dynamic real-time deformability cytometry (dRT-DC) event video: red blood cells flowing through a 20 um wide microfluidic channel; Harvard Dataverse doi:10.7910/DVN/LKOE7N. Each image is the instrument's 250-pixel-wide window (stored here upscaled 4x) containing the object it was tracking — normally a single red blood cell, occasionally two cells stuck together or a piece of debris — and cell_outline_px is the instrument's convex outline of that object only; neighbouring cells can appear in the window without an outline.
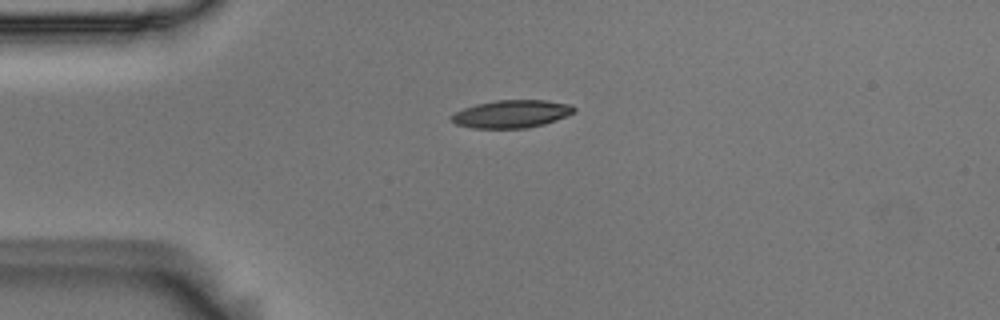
{"species": "Egyptian fruit bat (a non-hibernating species)", "species_latin": "Rousettus aegyptiacus", "temperature_condition": "room temperature", "stored_images_in_passage": 12, "camera_frame_rate_fps": 3000, "um_per_image_px": 0.085, "animal": {"sex": "male"}, "frame": {"image": 1, "passage_image": 1, "time_ms": 0.0, "image_size_px": [1000, 320], "cell_outline_px": [[576, 112], [556, 120], [544, 124], [524, 128], [472, 128], [456, 124], [448, 116], [464, 108], [476, 104], [496, 100], [548, 100], [572, 104], [576, 108]], "centroid_in_image_um": [43.51, 9.67], "position_along_channel_um": 41.5, "area_um2": 19.94}}
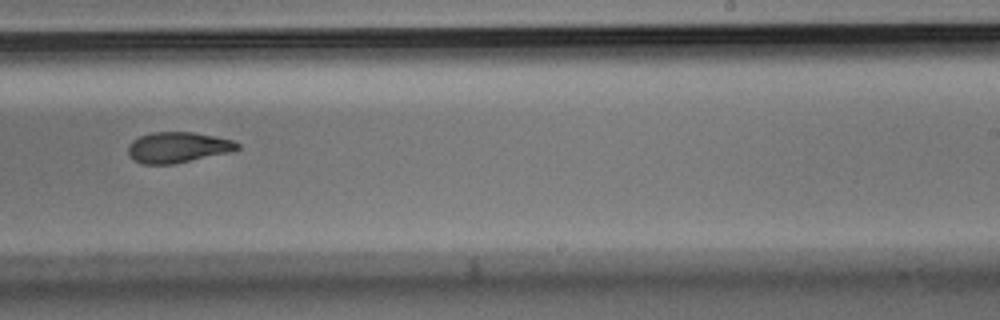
{"frame": {"image": 2, "passage_image": 7, "time_ms": 2.0, "image_size_px": [1000, 320], "cell_outline_px": [[240, 148], [232, 152], [176, 164], [144, 164], [136, 160], [128, 152], [128, 144], [132, 140], [140, 136], [152, 132], [192, 132], [232, 140], [240, 144]], "centroid_in_image_um": [15.14, 12.53], "position_along_channel_um": 273.9, "area_um2": 19.54}}
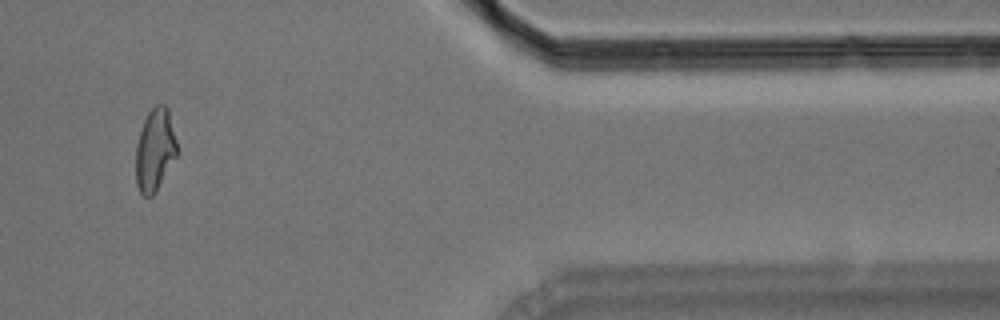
{"frame": {"image": 3, "passage_image": 10, "time_ms": 3.0, "image_size_px": [1000, 320], "cell_outline_px": [[176, 156], [156, 192], [152, 196], [144, 196], [140, 192], [136, 184], [136, 144], [140, 128], [148, 112], [156, 104], [164, 104], [168, 108], [176, 140]], "centroid_in_image_um": [13.15, 12.73], "position_along_channel_um": 398.3, "area_um2": 19.77}}